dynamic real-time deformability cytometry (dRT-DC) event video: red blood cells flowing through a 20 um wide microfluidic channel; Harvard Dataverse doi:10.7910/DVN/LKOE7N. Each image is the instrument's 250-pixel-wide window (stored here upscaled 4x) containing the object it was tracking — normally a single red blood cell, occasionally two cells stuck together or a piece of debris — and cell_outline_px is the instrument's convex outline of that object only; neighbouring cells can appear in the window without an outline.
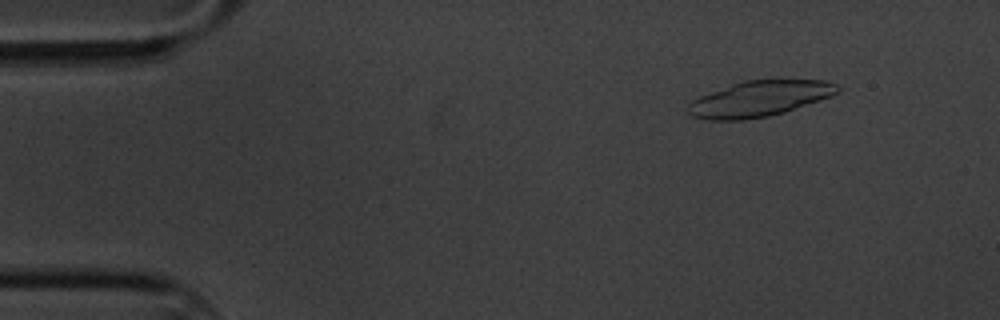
{"species": "common noctule bat (a hibernating species)", "species_latin": "Nyctalus noctula", "temperature_condition": "cold", "stored_images_in_passage": 12, "camera_frame_rate_fps": 3000, "um_per_image_px": 0.085, "animal": {"sex": "male", "body_mass_g": 20.1, "forearm_length_mm": 53.5}, "frame": {"image": 1, "passage_image": 4, "time_ms": 1.0, "image_size_px": [1000, 320], "cell_outline_px": [[840, 92], [820, 100], [784, 112], [768, 116], [744, 120], [708, 120], [692, 116], [688, 112], [688, 104], [692, 100], [700, 96], [732, 84], [744, 80], [824, 80], [840, 84]], "centroid_in_image_um": [64.58, 8.39], "position_along_channel_um": 20.4, "area_um2": 30.98}}